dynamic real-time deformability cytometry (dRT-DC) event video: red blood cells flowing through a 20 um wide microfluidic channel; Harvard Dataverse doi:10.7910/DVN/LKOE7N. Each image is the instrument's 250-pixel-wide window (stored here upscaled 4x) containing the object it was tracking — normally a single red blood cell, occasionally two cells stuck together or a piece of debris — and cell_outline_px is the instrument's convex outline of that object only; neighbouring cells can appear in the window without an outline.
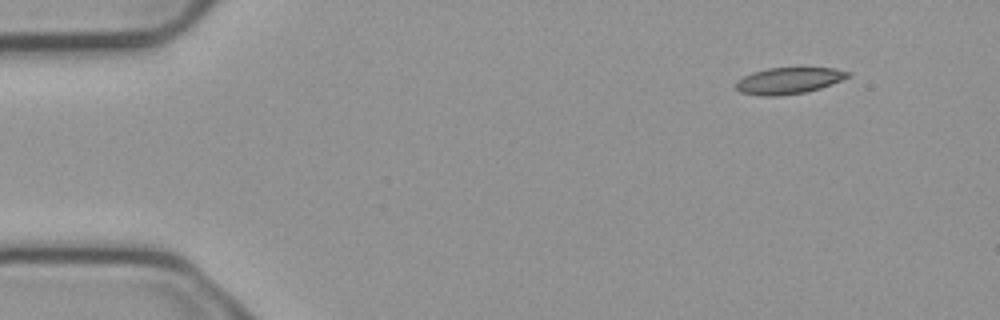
{"species": "common noctule bat (a hibernating species)", "species_latin": "Nyctalus noctula", "temperature_condition": "cold", "stored_images_in_passage": 3, "camera_frame_rate_fps": 3000, "um_per_image_px": 0.085, "animal": {"sex": "male", "body_mass_g": 23.1, "forearm_length_mm": 52.7}, "frame": {"image": 1, "passage_image": 1, "time_ms": 0.0, "image_size_px": [1000, 320], "cell_outline_px": [[852, 76], [832, 84], [820, 88], [804, 92], [780, 96], [760, 96], [740, 92], [736, 88], [736, 80], [752, 72], [768, 68], [832, 68], [852, 72]], "centroid_in_image_um": [67.05, 6.86], "position_along_channel_um": 18.0, "area_um2": 17.34}}